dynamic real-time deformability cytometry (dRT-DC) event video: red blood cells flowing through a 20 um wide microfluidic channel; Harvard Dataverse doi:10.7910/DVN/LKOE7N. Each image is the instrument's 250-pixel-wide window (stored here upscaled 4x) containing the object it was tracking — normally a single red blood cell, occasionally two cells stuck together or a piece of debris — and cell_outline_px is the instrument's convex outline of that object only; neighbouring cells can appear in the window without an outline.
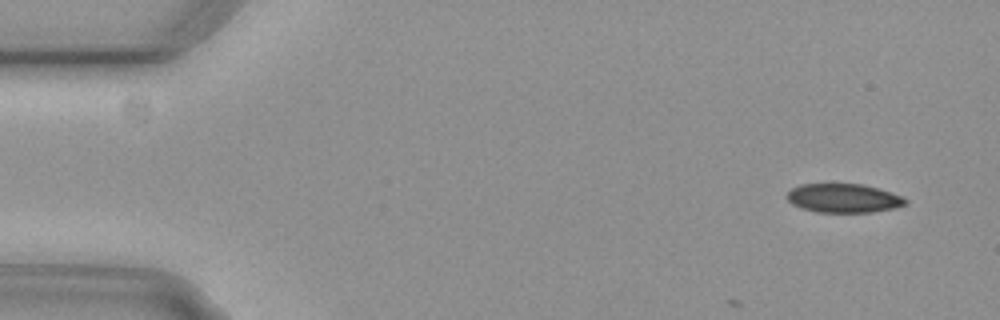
{"species": "common noctule bat (a hibernating species)", "species_latin": "Nyctalus noctula", "temperature_condition": "cold", "stored_images_in_passage": 5, "camera_frame_rate_fps": 3000, "um_per_image_px": 0.085, "animal": {"sex": "female", "body_mass_g": 29.2, "forearm_length_mm": 56.3}, "frame": {"image": 1, "passage_image": 2, "time_ms": 0.333, "image_size_px": [1000, 320], "cell_outline_px": [[908, 204], [896, 208], [872, 212], [816, 212], [792, 204], [788, 200], [788, 192], [792, 188], [800, 184], [864, 184], [880, 188], [904, 196], [908, 200]], "centroid_in_image_um": [71.79, 16.84], "position_along_channel_um": 13.2, "area_um2": 20.11}}